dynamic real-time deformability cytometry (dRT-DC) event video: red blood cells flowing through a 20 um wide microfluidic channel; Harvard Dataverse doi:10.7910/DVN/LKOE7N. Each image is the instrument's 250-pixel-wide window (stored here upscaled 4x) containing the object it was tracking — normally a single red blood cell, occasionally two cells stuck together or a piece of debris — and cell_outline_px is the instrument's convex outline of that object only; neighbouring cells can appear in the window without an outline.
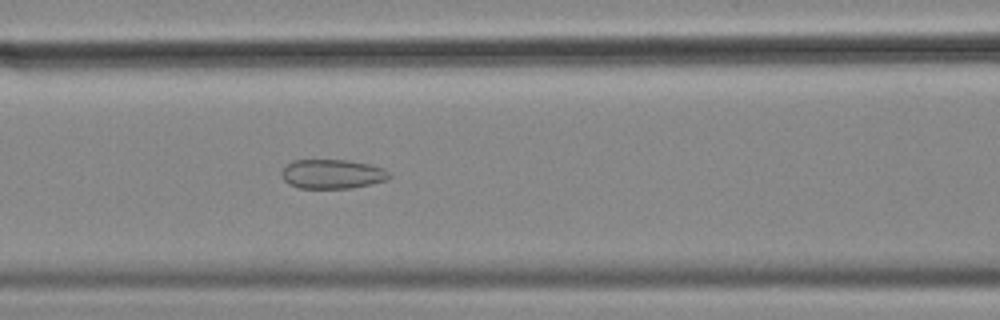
{"species": "common noctule bat (a hibernating species)", "species_latin": "Nyctalus noctula", "temperature_condition": "cold", "stored_images_in_passage": 57, "camera_frame_rate_fps": 3000, "um_per_image_px": 0.085, "animal": {"sex": "female", "body_mass_g": 18.4}, "frame": {"image": 1, "passage_image": 24, "time_ms": 7.667, "image_size_px": [1000, 320], "cell_outline_px": [[392, 176], [384, 180], [352, 188], [300, 188], [288, 184], [284, 180], [280, 172], [292, 160], [348, 160], [368, 164], [384, 168]], "centroid_in_image_um": [28.21, 14.79], "position_along_channel_um": 138.4, "area_um2": 18.26}}
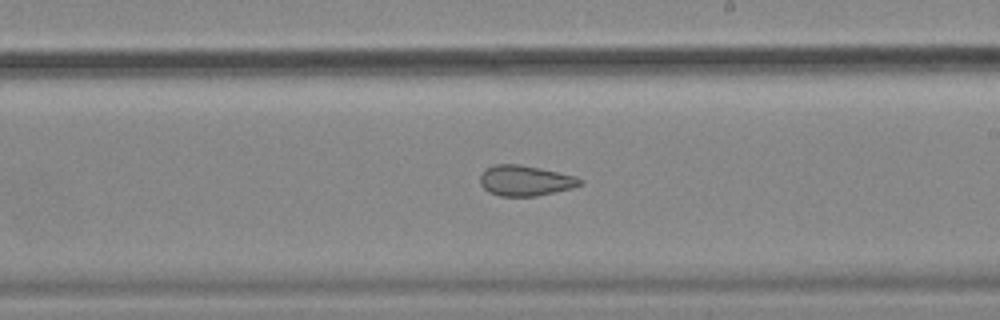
{"frame": {"image": 2, "passage_image": 33, "time_ms": 10.667, "image_size_px": [1000, 320], "cell_outline_px": [[580, 184], [572, 188], [536, 196], [500, 196], [488, 192], [480, 184], [480, 176], [484, 168], [492, 164], [520, 164], [540, 168], [576, 176], [580, 180]], "centroid_in_image_um": [44.58, 15.34], "position_along_channel_um": 244.4, "area_um2": 17.74}}
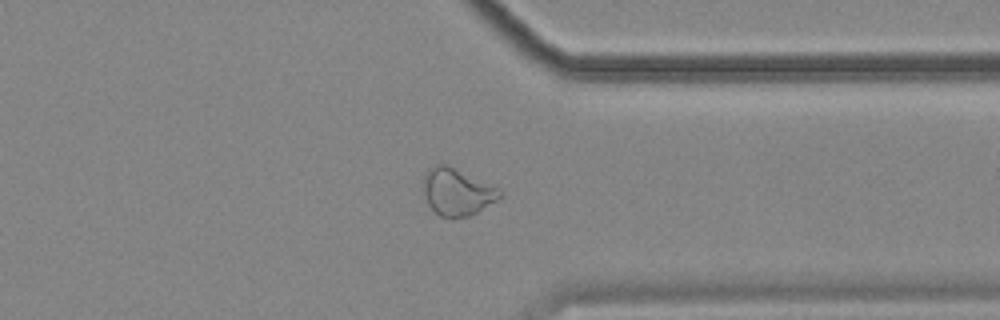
{"frame": {"image": 3, "passage_image": 44, "time_ms": 14.333, "image_size_px": [1000, 320], "cell_outline_px": [[504, 196], [476, 212], [468, 216], [440, 216], [428, 204], [424, 196], [424, 176], [428, 168], [436, 164], [448, 164], [500, 188], [504, 192]], "centroid_in_image_um": [38.88, 16.27], "position_along_channel_um": 372.5, "area_um2": 20.92}, "authors_computed_cell_mechanics": {"area_um2": 22.8888, "velocity_mm_per_s": 3.5439, "shape_relaxation_time_tau1_ms": null, "shape_relaxation_time_tau2_ms": 2.1118, "deformation_change_tau1": null, "deformation_change_tau2": 0.0878}}